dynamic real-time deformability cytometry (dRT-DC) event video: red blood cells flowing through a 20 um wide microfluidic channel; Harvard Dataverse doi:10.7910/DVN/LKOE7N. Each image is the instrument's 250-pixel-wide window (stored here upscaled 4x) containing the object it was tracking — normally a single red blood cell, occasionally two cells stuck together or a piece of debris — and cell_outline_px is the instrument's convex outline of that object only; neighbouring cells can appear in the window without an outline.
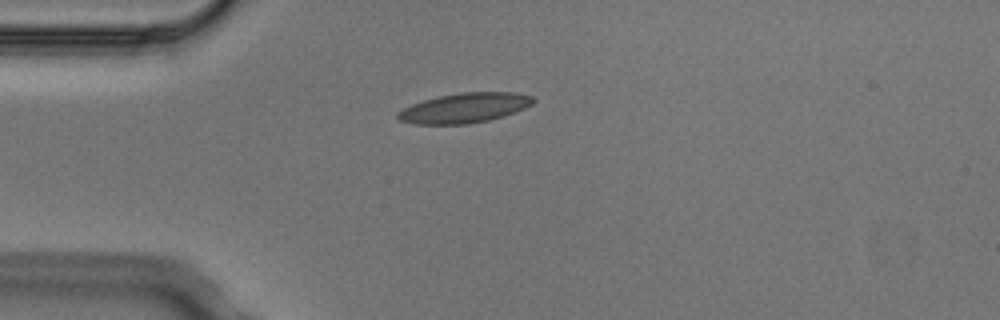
{"species": "Egyptian fruit bat (a non-hibernating species)", "species_latin": "Rousettus aegyptiacus", "temperature_condition": "cold", "stored_images_in_passage": 1, "camera_frame_rate_fps": 3000, "um_per_image_px": 0.085, "animal": {"sex": "male"}, "frame": {"image": 1, "passage_image": 1, "time_ms": 0.0, "image_size_px": [1000, 320], "cell_outline_px": [[536, 100], [532, 104], [524, 108], [504, 116], [488, 120], [468, 124], [412, 124], [400, 120], [396, 116], [396, 112], [412, 104], [424, 100], [440, 96], [460, 92], [512, 92], [532, 96]], "centroid_in_image_um": [39.47, 9.17], "position_along_channel_um": 45.5, "area_um2": 23.47}}